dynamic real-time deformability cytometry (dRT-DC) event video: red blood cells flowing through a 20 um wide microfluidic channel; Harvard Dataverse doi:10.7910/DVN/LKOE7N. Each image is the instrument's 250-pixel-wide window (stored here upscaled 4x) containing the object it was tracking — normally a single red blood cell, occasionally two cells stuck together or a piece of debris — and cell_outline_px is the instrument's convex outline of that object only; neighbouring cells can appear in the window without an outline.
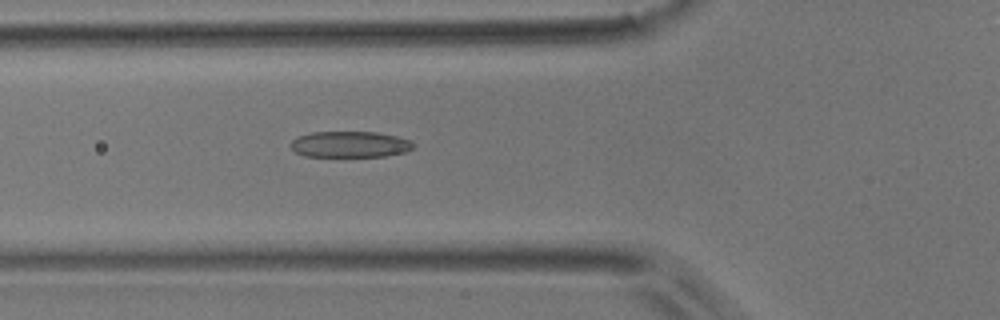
{"species": "common noctule bat (a hibernating species)", "species_latin": "Nyctalus noctula", "temperature_condition": "room temperature", "stored_images_in_passage": 48, "camera_frame_rate_fps": 3000, "um_per_image_px": 0.085, "animal": {"sex": "male", "body_mass_g": 17.9}, "frame": {"image": 1, "passage_image": 15, "time_ms": 4.667, "image_size_px": [1000, 320], "cell_outline_px": [[412, 148], [404, 152], [384, 156], [304, 156], [296, 152], [292, 148], [292, 140], [300, 136], [312, 132], [376, 132], [396, 136], [412, 140]], "centroid_in_image_um": [29.75, 12.26], "position_along_channel_um": 96.0, "area_um2": 18.38}}
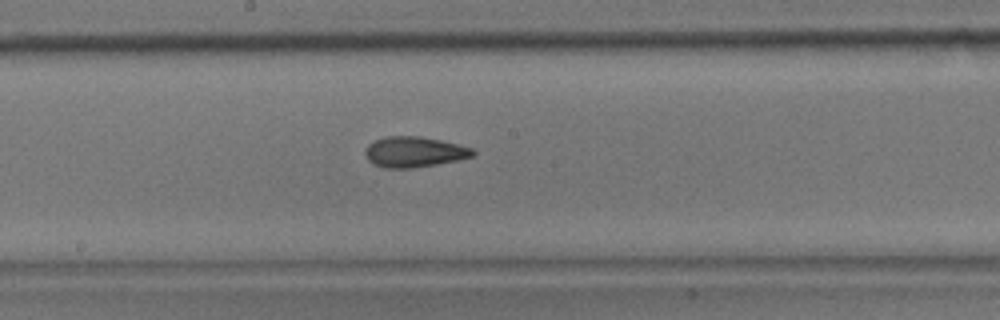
{"frame": {"image": 2, "passage_image": 24, "time_ms": 7.667, "image_size_px": [1000, 320], "cell_outline_px": [[476, 152], [472, 156], [460, 160], [412, 168], [384, 168], [372, 164], [368, 160], [364, 152], [364, 148], [368, 144], [384, 136], [420, 136], [460, 144], [472, 148]], "centroid_in_image_um": [35.19, 12.91], "position_along_channel_um": 213.0, "area_um2": 19.36}}
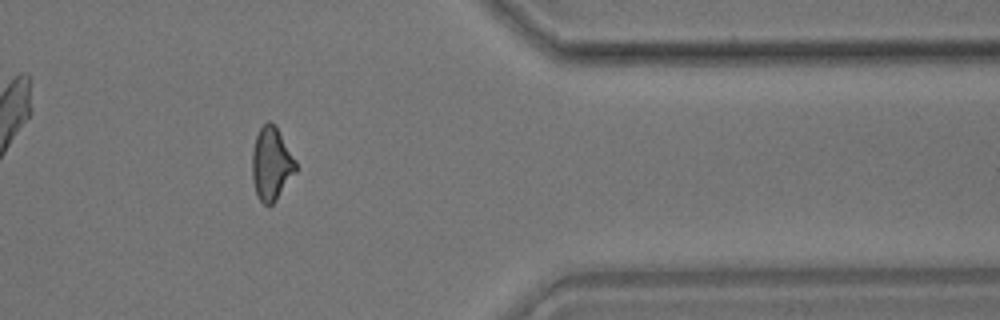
{"frame": {"image": 3, "passage_image": 39, "time_ms": 12.667, "image_size_px": [1000, 320], "cell_outline_px": [[296, 172], [276, 200], [272, 204], [264, 204], [256, 196], [252, 180], [252, 152], [256, 136], [260, 128], [268, 120], [276, 128], [296, 160]], "centroid_in_image_um": [23.05, 13.96], "position_along_channel_um": 388.4, "area_um2": 18.38}, "authors_computed_cell_mechanics": {"area_um2": 18.6983, "velocity_mm_per_s": 3.8727, "shape_relaxation_time_tau1_ms": 4.9076, "shape_relaxation_time_tau2_ms": 2.3169, "deformation_change_tau1": 0.1583, "deformation_change_tau2": 0.1127}}